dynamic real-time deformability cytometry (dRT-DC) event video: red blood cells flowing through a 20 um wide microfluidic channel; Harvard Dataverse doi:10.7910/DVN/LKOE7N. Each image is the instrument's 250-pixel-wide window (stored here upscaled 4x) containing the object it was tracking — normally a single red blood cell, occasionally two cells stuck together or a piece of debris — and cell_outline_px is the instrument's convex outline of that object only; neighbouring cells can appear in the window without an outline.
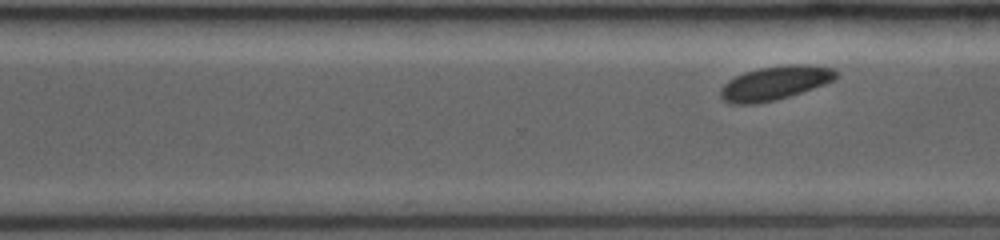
{"species": "common noctule bat (a hibernating species)", "species_latin": "Nyctalus noctula", "temperature_condition": "room temperature", "stored_images_in_passage": 9, "segment_of_instrument_passage": [2, 2], "camera_frame_rate_fps": 3500, "um_per_image_px": 0.085, "animal": {"sex": "female", "body_mass_g": 19.0, "forearm_length_mm": 53.3}, "frame": {"image": 1, "passage_image": 9, "time_ms": 8.857, "image_size_px": [1000, 240], "cell_outline_px": [[840, 76], [824, 84], [776, 100], [752, 104], [732, 104], [724, 100], [720, 96], [720, 88], [728, 80], [744, 72], [760, 68], [784, 64], [808, 64], [832, 68], [840, 72]], "centroid_in_image_um": [65.88, 7.04], "position_along_channel_um": 304.7, "area_um2": 22.83}}